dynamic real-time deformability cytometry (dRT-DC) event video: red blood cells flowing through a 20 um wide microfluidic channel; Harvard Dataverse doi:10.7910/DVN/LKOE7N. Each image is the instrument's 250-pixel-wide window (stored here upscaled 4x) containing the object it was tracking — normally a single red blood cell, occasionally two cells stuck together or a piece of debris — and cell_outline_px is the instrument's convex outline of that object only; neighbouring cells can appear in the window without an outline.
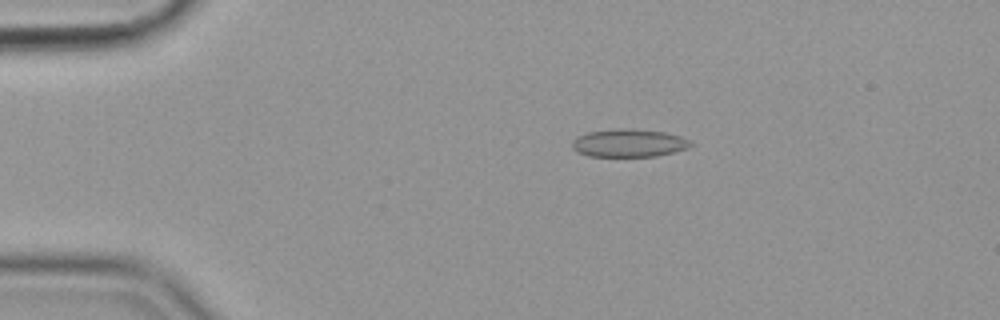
{"species": "common noctule bat (a hibernating species)", "species_latin": "Nyctalus noctula", "temperature_condition": "cold", "stored_images_in_passage": 56, "camera_frame_rate_fps": 3000, "um_per_image_px": 0.085, "animal": {"sex": "female", "body_mass_g": 19.9}, "frame": {"image": 1, "passage_image": 11, "time_ms": 3.333, "image_size_px": [1000, 320], "cell_outline_px": [[696, 144], [688, 148], [656, 156], [588, 156], [576, 152], [572, 148], [572, 140], [588, 132], [628, 128], [664, 132], [680, 136]], "centroid_in_image_um": [53.46, 12.17], "position_along_channel_um": 31.5, "area_um2": 19.13}}
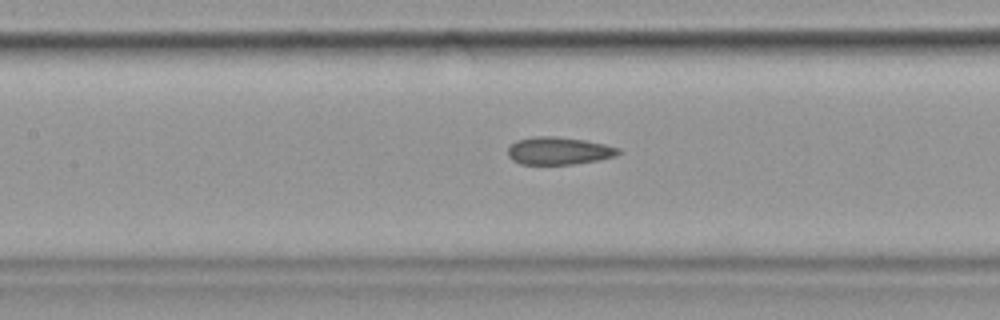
{"frame": {"image": 2, "passage_image": 26, "time_ms": 8.333, "image_size_px": [1000, 320], "cell_outline_px": [[620, 152], [616, 156], [596, 160], [572, 164], [520, 164], [512, 160], [508, 156], [508, 148], [516, 140], [532, 136], [552, 136], [584, 140], [604, 144], [620, 148]], "centroid_in_image_um": [47.46, 12.81], "position_along_channel_um": 159.9, "area_um2": 17.69}}
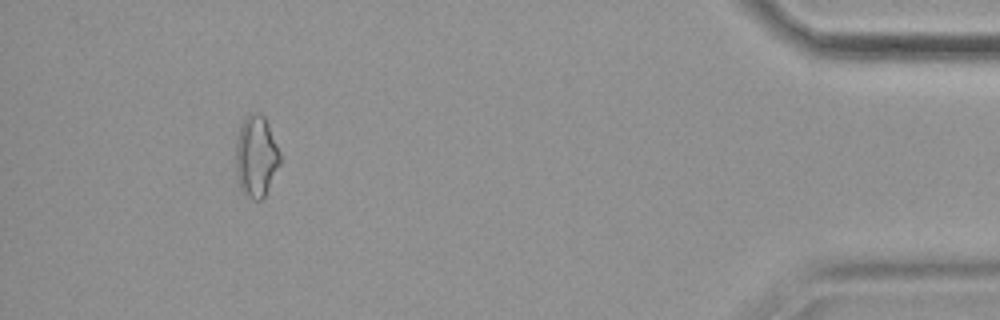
{"frame": {"image": 3, "passage_image": 52, "time_ms": 17.0, "image_size_px": [1000, 320], "cell_outline_px": [[280, 164], [264, 200], [256, 200], [244, 196], [240, 192], [236, 172], [236, 140], [240, 128], [244, 120], [252, 112], [260, 112], [264, 116], [268, 124], [280, 152]], "centroid_in_image_um": [21.77, 13.35], "position_along_channel_um": 413.4, "area_um2": 21.27}, "authors_computed_cell_mechanics": {"area_um2": 18.9873, "velocity_mm_per_s": 3.5946, "shape_relaxation_time_tau1_ms": null, "shape_relaxation_time_tau2_ms": 3.7402, "deformation_change_tau1": null, "deformation_change_tau2": 0.1053}}